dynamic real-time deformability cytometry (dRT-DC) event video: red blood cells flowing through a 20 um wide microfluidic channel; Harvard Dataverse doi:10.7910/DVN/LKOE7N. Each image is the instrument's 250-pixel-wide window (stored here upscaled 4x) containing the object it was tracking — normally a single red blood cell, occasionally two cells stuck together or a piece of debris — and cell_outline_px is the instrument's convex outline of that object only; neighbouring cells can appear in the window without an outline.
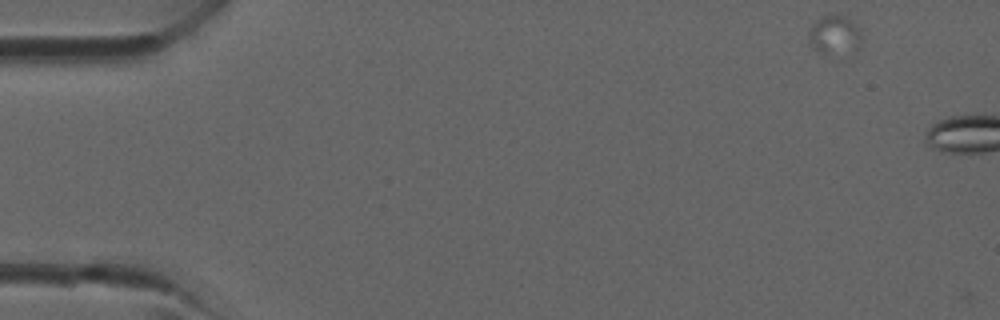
{"species": "common noctule bat (a hibernating species)", "species_latin": "Nyctalus noctula", "temperature_condition": "room temperature", "stored_images_in_passage": 3, "camera_frame_rate_fps": 3000, "um_per_image_px": 0.085, "animal": {"sex": "male", "forearm_length_mm": 52.5}, "frame": {"image": 1, "passage_image": 2, "time_ms": 0.333, "image_size_px": [1000, 320], "cell_outline_px": [[860, 44], [856, 48], [824, 52], [816, 52], [812, 48], [808, 36], [808, 32], [812, 24], [816, 20], [824, 16], [844, 16], [856, 24], [860, 28]], "centroid_in_image_um": [70.88, 2.91], "position_along_channel_um": 14.1, "area_um2": 11.27}}